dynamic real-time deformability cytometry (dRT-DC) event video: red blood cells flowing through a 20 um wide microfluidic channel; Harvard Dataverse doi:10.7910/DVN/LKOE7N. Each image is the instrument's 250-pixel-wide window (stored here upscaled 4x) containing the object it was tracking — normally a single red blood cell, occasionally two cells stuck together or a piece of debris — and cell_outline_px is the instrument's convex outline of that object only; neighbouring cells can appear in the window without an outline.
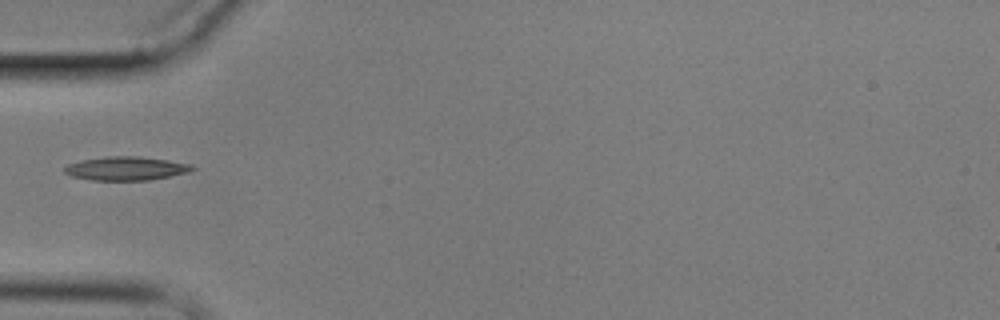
{"species": "common noctule bat (a hibernating species)", "species_latin": "Nyctalus noctula", "temperature_condition": "cold", "stored_images_in_passage": 1, "camera_frame_rate_fps": 3000, "um_per_image_px": 0.085, "animal": {"sex": "male", "body_mass_g": 17.9}, "frame": {"image": 1, "passage_image": 1, "time_ms": 0.0, "image_size_px": [1000, 320], "cell_outline_px": [[196, 168], [188, 172], [148, 180], [92, 180], [72, 176], [64, 172], [64, 168], [68, 164], [80, 160], [108, 156], [136, 156], [168, 160], [192, 164]], "centroid_in_image_um": [10.7, 14.31], "position_along_channel_um": 74.3, "area_um2": 17.51}}